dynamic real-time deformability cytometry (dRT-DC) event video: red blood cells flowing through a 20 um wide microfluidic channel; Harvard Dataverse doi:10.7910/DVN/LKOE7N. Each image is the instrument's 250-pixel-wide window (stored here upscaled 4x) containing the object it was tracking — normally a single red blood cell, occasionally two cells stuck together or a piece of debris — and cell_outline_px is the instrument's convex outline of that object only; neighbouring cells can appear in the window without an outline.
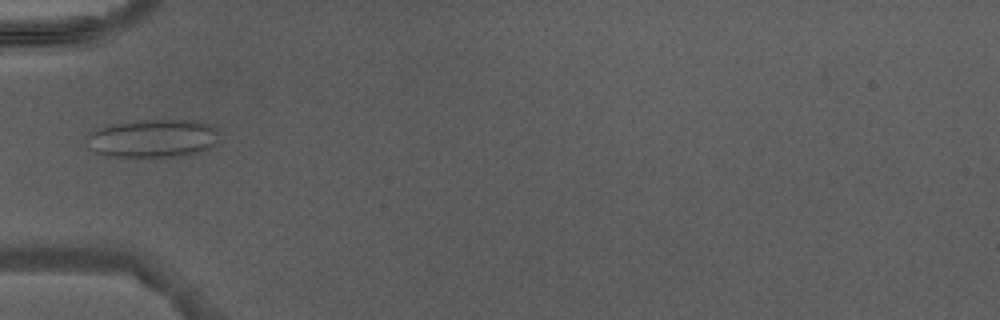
{"species": "Egyptian fruit bat (a non-hibernating species)", "species_latin": "Rousettus aegyptiacus", "temperature_condition": "warm", "stored_images_in_passage": 5, "camera_frame_rate_fps": 3000, "um_per_image_px": 0.085, "animal": {"sex": "male"}, "frame": {"image": 1, "passage_image": 5, "time_ms": 4.667, "image_size_px": [1000, 320], "cell_outline_px": [[216, 144], [200, 152], [184, 156], [112, 156], [96, 152], [84, 144], [88, 136], [96, 128], [112, 124], [152, 120], [192, 120], [212, 124], [216, 128]], "centroid_in_image_um": [13.0, 11.76], "position_along_channel_um": 72.0, "area_um2": 29.25}}